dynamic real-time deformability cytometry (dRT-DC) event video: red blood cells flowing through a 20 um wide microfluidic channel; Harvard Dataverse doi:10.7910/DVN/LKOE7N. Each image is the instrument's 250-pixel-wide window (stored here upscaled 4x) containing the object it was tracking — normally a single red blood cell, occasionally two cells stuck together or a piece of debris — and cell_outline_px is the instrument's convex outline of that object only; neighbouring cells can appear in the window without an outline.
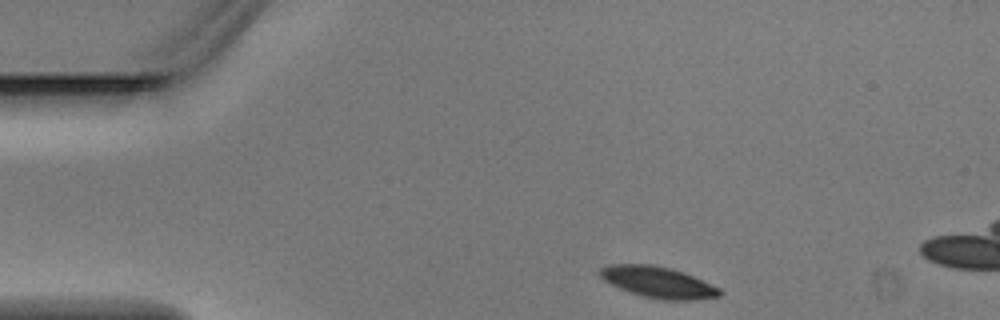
{"species": "Egyptian fruit bat (a non-hibernating species)", "species_latin": "Rousettus aegyptiacus", "temperature_condition": "warm", "stored_images_in_passage": 3, "camera_frame_rate_fps": 3000, "um_per_image_px": 0.085, "animal": {"sex": "male"}, "frame": {"image": 1, "passage_image": 1, "time_ms": 0.0, "image_size_px": [1000, 320], "cell_outline_px": [[724, 292], [720, 296], [696, 300], [664, 300], [644, 296], [628, 292], [604, 280], [600, 276], [600, 268], [608, 264], [652, 264], [672, 268], [684, 272], [720, 288]], "centroid_in_image_um": [55.96, 23.98], "position_along_channel_um": 29.0, "area_um2": 21.85}}